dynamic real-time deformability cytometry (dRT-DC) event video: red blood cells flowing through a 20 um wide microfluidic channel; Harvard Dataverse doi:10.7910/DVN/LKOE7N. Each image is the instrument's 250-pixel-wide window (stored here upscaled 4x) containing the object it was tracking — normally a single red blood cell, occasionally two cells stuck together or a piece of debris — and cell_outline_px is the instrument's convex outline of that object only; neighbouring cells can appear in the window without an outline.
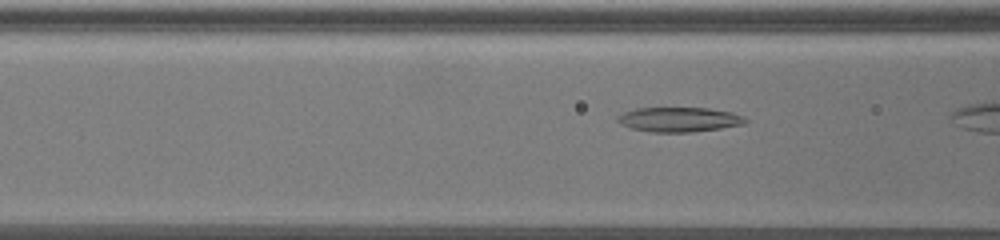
{"species": "common noctule bat (a hibernating species)", "species_latin": "Nyctalus noctula", "temperature_condition": "warm", "stored_images_in_passage": 9, "camera_frame_rate_fps": 3000, "um_per_image_px": 0.085, "animal": {"sex": "female", "body_mass_g": 19.5, "forearm_length_mm": 54.1}, "frame": {"image": 1, "passage_image": 7, "time_ms": 2.0, "image_size_px": [1000, 240], "cell_outline_px": [[748, 120], [744, 124], [720, 128], [692, 132], [652, 132], [632, 128], [620, 124], [616, 120], [616, 116], [624, 112], [636, 108], [708, 108], [732, 112], [744, 116]], "centroid_in_image_um": [57.72, 10.15], "position_along_channel_um": 108.9, "area_um2": 18.38}}